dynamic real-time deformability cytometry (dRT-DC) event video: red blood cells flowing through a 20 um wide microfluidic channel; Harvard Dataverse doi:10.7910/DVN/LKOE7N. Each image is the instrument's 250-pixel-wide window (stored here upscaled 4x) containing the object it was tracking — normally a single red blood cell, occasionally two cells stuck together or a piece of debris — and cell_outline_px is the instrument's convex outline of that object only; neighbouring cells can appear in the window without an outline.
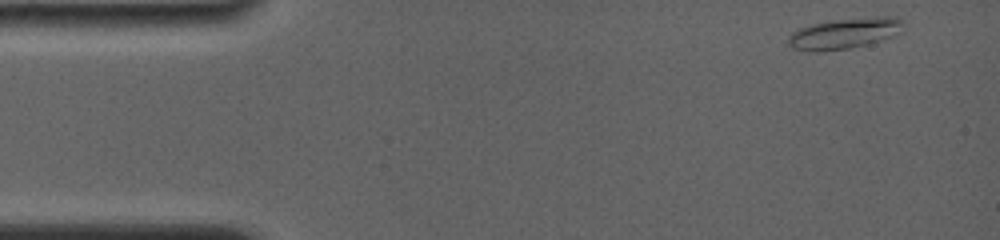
{"species": "common noctule bat (a hibernating species)", "species_latin": "Nyctalus noctula", "temperature_condition": "room temperature", "stored_images_in_passage": 1, "camera_frame_rate_fps": 4000, "um_per_image_px": 0.085, "animal": {"sex": "female", "body_mass_g": 19.0, "forearm_length_mm": 56.7}, "frame": {"image": 1, "passage_image": 1, "time_ms": 0.0, "image_size_px": [1000, 240], "cell_outline_px": [[904, 24], [900, 32], [892, 36], [864, 44], [848, 48], [820, 52], [812, 52], [792, 48], [788, 44], [788, 36], [792, 32], [800, 28], [812, 24], [836, 20], [876, 16], [896, 16], [904, 20]], "centroid_in_image_um": [71.77, 2.83], "position_along_channel_um": 13.2, "area_um2": 20.52}}